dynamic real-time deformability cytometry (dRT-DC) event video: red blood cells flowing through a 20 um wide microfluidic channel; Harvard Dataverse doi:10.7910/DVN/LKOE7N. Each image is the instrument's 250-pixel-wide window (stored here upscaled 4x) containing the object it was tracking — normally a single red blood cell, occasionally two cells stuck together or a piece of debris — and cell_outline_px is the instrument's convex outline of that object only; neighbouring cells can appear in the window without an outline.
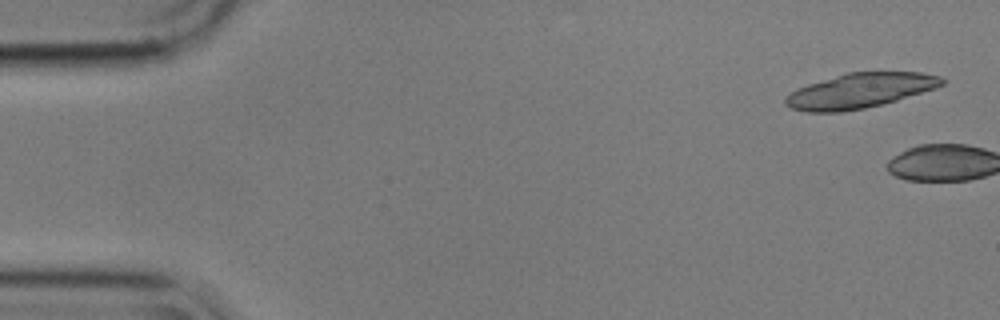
{"species": "common noctule bat (a hibernating species)", "species_latin": "Nyctalus noctula", "temperature_condition": "cold", "stored_images_in_passage": 6, "segment_of_instrument_passage": [2, 2], "camera_frame_rate_fps": 3000, "um_per_image_px": 0.085, "animal": {"sex": "male", "body_mass_g": 17.9}, "frame": {"image": 1, "passage_image": 6, "time_ms": 1.667, "image_size_px": [1000, 320], "cell_outline_px": [[948, 80], [944, 84], [936, 88], [896, 100], [864, 108], [840, 112], [808, 112], [792, 108], [784, 104], [784, 100], [796, 88], [808, 84], [848, 72], [920, 72], [940, 76]], "centroid_in_image_um": [73.12, 7.7], "position_along_channel_um": 11.9, "area_um2": 31.56}}